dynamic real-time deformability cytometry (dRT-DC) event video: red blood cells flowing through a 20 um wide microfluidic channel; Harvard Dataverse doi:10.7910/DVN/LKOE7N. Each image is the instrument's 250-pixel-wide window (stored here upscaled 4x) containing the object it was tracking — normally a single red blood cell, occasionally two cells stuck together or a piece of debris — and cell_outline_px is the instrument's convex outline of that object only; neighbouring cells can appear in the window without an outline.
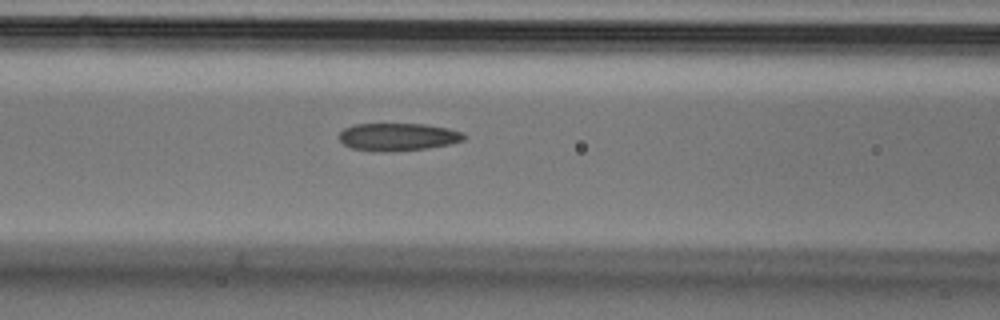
{"species": "Egyptian fruit bat (a non-hibernating species)", "species_latin": "Rousettus aegyptiacus", "temperature_condition": "cold", "stored_images_in_passage": 11, "camera_frame_rate_fps": 3000, "um_per_image_px": 0.085, "animal": {"sex": "male"}, "frame": {"image": 1, "passage_image": 7, "time_ms": 2.0, "image_size_px": [1000, 320], "cell_outline_px": [[468, 136], [464, 140], [452, 144], [428, 148], [384, 152], [380, 152], [352, 148], [344, 144], [340, 140], [340, 132], [344, 128], [352, 124], [424, 124], [448, 128], [464, 132]], "centroid_in_image_um": [33.87, 11.63], "position_along_channel_um": 132.7, "area_um2": 20.29}}
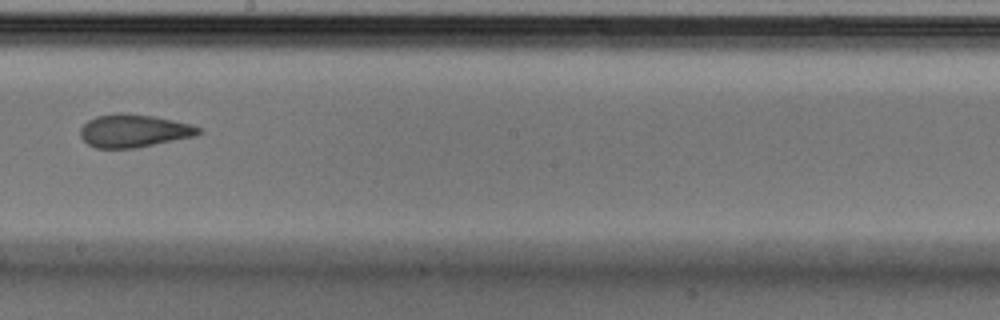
{"frame": {"image": 2, "passage_image": 10, "time_ms": 3.0, "image_size_px": [1000, 320], "cell_outline_px": [[204, 132], [196, 136], [136, 148], [96, 148], [88, 144], [80, 136], [80, 128], [88, 120], [96, 116], [116, 112], [124, 112], [156, 116], [192, 124], [204, 128]], "centroid_in_image_um": [11.43, 11.1], "position_along_channel_um": 236.8, "area_um2": 23.18}}
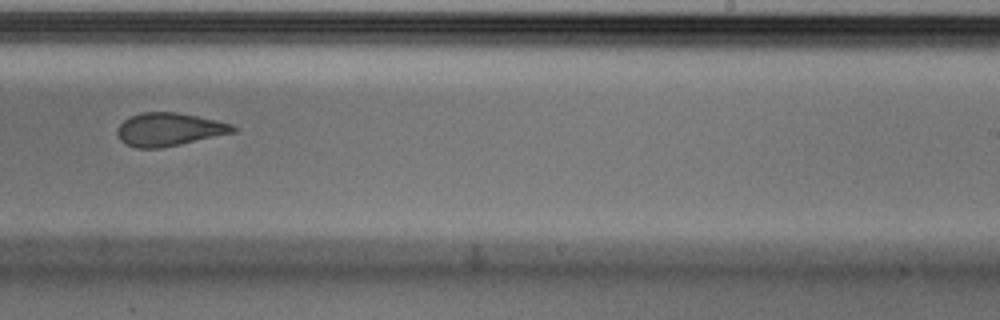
{"frame": {"image": 3, "passage_image": 11, "time_ms": 3.333, "image_size_px": [1000, 320], "cell_outline_px": [[236, 132], [180, 144], [160, 148], [136, 148], [124, 144], [120, 140], [116, 132], [116, 128], [128, 116], [140, 112], [176, 112], [196, 116], [232, 124], [236, 128]], "centroid_in_image_um": [14.31, 11.0], "position_along_channel_um": 274.7, "area_um2": 22.37}}